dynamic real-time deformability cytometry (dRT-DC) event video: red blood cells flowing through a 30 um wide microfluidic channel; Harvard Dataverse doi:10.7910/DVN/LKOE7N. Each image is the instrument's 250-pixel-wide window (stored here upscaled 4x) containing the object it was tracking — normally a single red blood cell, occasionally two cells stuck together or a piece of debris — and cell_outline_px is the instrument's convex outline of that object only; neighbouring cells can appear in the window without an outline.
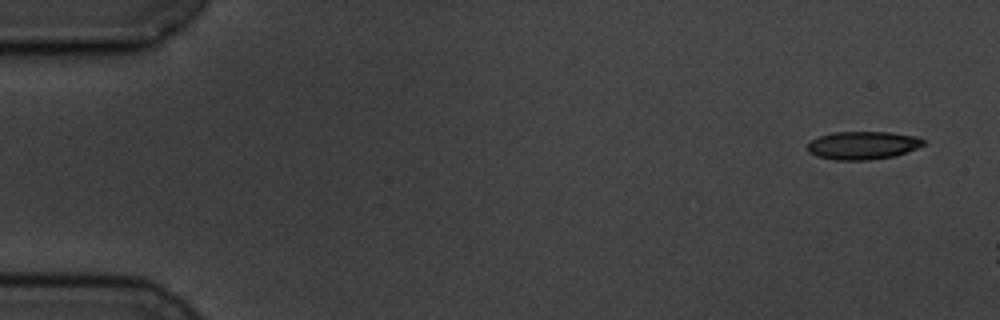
{"species": "common noctule bat (a hibernating species)", "species_latin": "Nyctalus noctula", "temperature_condition": "cold", "stored_images_in_passage": 3, "camera_frame_rate_fps": 3000, "um_per_image_px": 0.085, "animal": {"sex": "male", "body_mass_g": 19.5, "forearm_length_mm": 54.6}, "frame": {"image": 1, "passage_image": 1, "time_ms": 0.0, "image_size_px": [1000, 320], "cell_outline_px": [[924, 144], [916, 148], [896, 156], [868, 160], [836, 160], [816, 156], [808, 152], [808, 144], [812, 140], [820, 136], [832, 132], [888, 132], [916, 136], [924, 140]], "centroid_in_image_um": [73.33, 12.36], "position_along_channel_um": 11.7, "area_um2": 18.9}}